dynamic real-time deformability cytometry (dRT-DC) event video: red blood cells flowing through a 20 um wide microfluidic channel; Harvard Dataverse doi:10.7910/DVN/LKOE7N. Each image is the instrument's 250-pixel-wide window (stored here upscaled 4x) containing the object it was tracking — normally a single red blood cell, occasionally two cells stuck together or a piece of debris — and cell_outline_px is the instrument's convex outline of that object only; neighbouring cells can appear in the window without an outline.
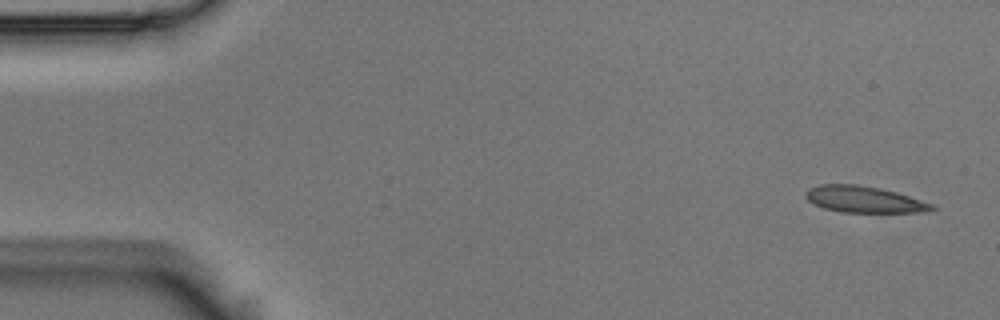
{"species": "Egyptian fruit bat (a non-hibernating species)", "species_latin": "Rousettus aegyptiacus", "temperature_condition": "room temperature", "stored_images_in_passage": 6, "camera_frame_rate_fps": 3000, "um_per_image_px": 0.085, "animal": {"sex": "male"}, "frame": {"image": 1, "passage_image": 1, "time_ms": 0.0, "image_size_px": [1000, 320], "cell_outline_px": [[936, 208], [928, 212], [840, 212], [824, 208], [808, 200], [804, 196], [804, 192], [808, 188], [820, 184], [856, 184], [880, 188], [896, 192], [936, 204]], "centroid_in_image_um": [73.47, 16.94], "position_along_channel_um": 11.5, "area_um2": 19.59}}
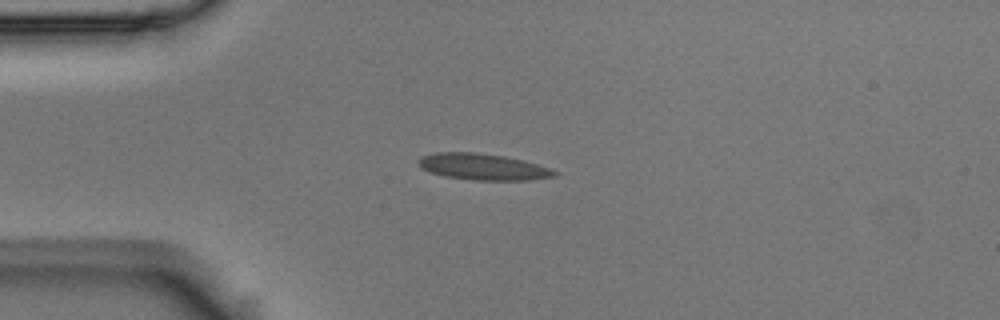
{"frame": {"image": 2, "passage_image": 4, "time_ms": 1.0, "image_size_px": [1000, 320], "cell_outline_px": [[560, 172], [556, 176], [528, 180], [476, 180], [444, 176], [420, 168], [420, 156], [436, 152], [476, 152], [504, 156], [524, 160], [552, 168]], "centroid_in_image_um": [41.11, 14.17], "position_along_channel_um": 43.9, "area_um2": 20.92}}
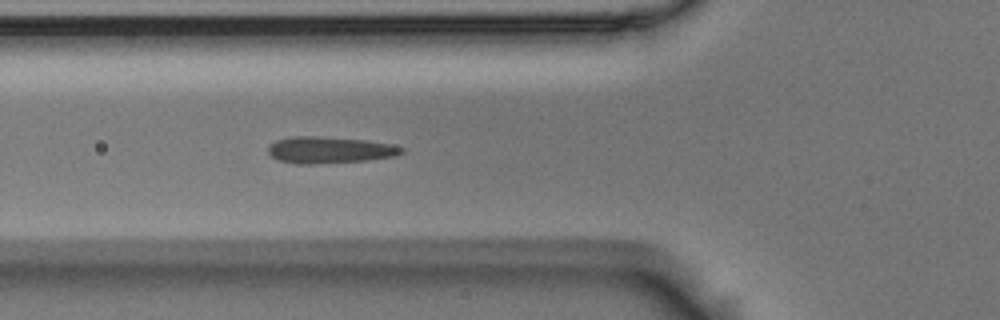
{"frame": {"image": 3, "passage_image": 6, "time_ms": 1.667, "image_size_px": [1000, 320], "cell_outline_px": [[404, 152], [396, 156], [368, 160], [316, 164], [296, 164], [280, 160], [272, 156], [268, 152], [268, 144], [276, 140], [292, 136], [316, 136], [364, 140], [392, 144], [404, 148]], "centroid_in_image_um": [28.01, 12.75], "position_along_channel_um": 97.8, "area_um2": 20.75}}